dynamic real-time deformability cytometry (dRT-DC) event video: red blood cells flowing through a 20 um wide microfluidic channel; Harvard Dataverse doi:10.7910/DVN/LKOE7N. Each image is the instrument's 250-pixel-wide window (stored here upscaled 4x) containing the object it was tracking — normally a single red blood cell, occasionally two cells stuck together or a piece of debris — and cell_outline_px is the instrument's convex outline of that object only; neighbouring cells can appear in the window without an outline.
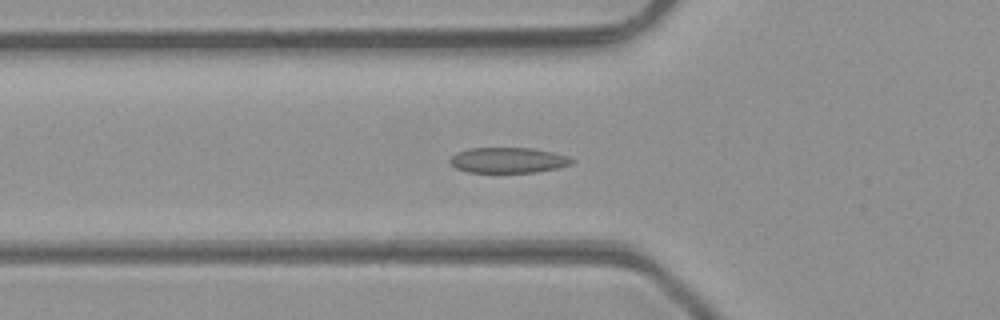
{"species": "common noctule bat (a hibernating species)", "species_latin": "Nyctalus noctula", "temperature_condition": "room temperature", "stored_images_in_passage": 48, "camera_frame_rate_fps": 3000, "um_per_image_px": 0.085, "animal": {"sex": "male", "body_mass_g": 23.1, "forearm_length_mm": 52.7}, "frame": {"image": 1, "passage_image": 16, "time_ms": 5.0, "image_size_px": [1000, 320], "cell_outline_px": [[576, 160], [572, 164], [560, 168], [536, 172], [468, 172], [456, 168], [448, 164], [448, 160], [456, 152], [468, 148], [532, 148], [552, 152], [568, 156]], "centroid_in_image_um": [43.19, 13.62], "position_along_channel_um": 82.6, "area_um2": 18.32}}
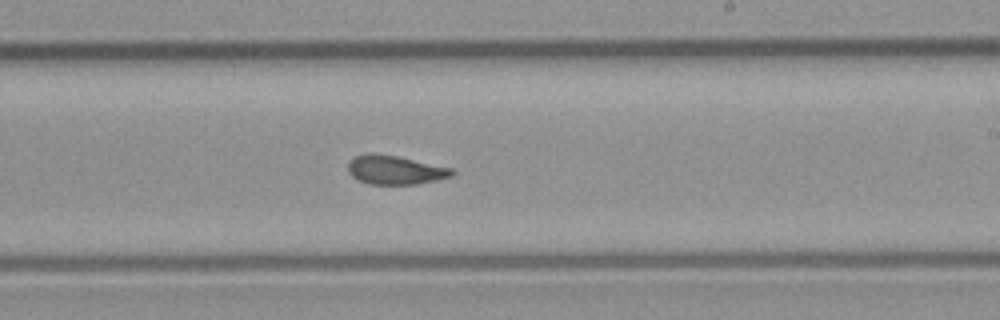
{"frame": {"image": 2, "passage_image": 28, "time_ms": 9.0, "image_size_px": [1000, 320], "cell_outline_px": [[456, 172], [452, 176], [436, 180], [416, 184], [372, 184], [360, 180], [352, 176], [348, 172], [348, 160], [356, 156], [368, 152], [372, 152], [396, 156], [452, 168]], "centroid_in_image_um": [33.57, 14.43], "position_along_channel_um": 255.4, "area_um2": 17.46}}
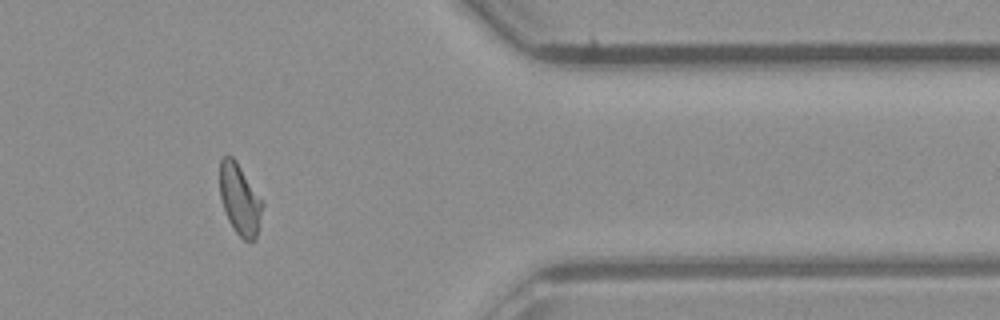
{"frame": {"image": 3, "passage_image": 39, "time_ms": 12.667, "image_size_px": [1000, 320], "cell_outline_px": [[264, 204], [256, 240], [252, 244], [244, 240], [236, 232], [228, 220], [220, 196], [220, 160], [224, 156], [232, 156], [236, 160], [264, 200]], "centroid_in_image_um": [20.42, 16.97], "position_along_channel_um": 391.0, "area_um2": 17.98}, "authors_computed_cell_mechanics": {"area_um2": 18.0625, "velocity_mm_per_s": 4.2956, "shape_relaxation_time_tau1_ms": null, "shape_relaxation_time_tau2_ms": 1.2364, "deformation_change_tau1": null, "deformation_change_tau2": 0.0714}}